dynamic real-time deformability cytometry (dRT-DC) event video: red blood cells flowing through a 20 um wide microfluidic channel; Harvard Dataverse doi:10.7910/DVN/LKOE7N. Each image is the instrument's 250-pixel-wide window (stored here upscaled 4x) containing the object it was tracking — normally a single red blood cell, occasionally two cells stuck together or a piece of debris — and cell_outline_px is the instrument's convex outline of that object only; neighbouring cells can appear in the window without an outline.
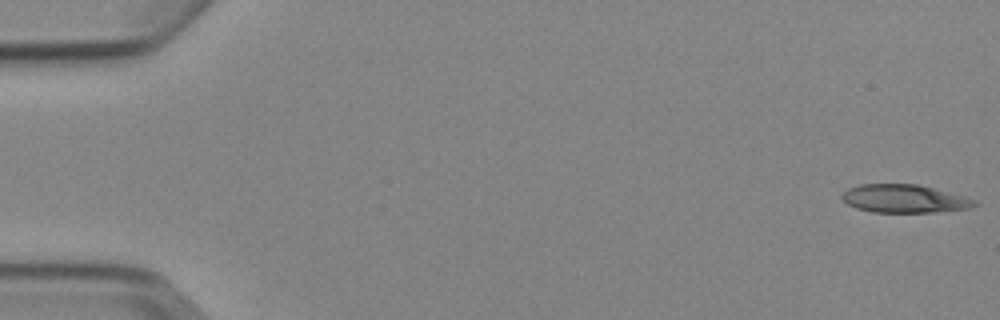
{"species": "Egyptian fruit bat (a non-hibernating species)", "species_latin": "Rousettus aegyptiacus", "temperature_condition": "cold", "stored_images_in_passage": 4, "camera_frame_rate_fps": 3000, "um_per_image_px": 0.085, "animal": {"sex": "female"}, "frame": {"image": 1, "passage_image": 1, "time_ms": 0.0, "image_size_px": [1000, 320], "cell_outline_px": [[976, 204], [972, 208], [936, 212], [872, 212], [856, 208], [848, 204], [840, 196], [848, 188], [860, 184], [920, 184], [964, 196], [976, 200]], "centroid_in_image_um": [76.87, 16.88], "position_along_channel_um": 8.1, "area_um2": 21.79}}
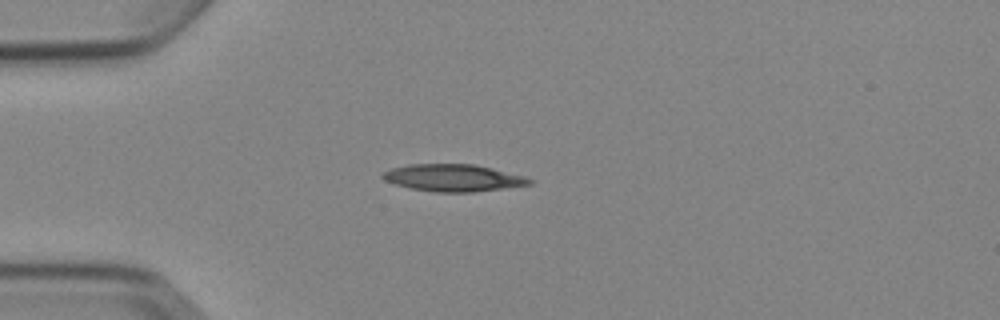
{"frame": {"image": 2, "passage_image": 4, "time_ms": 4.333, "image_size_px": [1000, 320], "cell_outline_px": [[536, 180], [532, 184], [472, 192], [436, 192], [412, 188], [396, 184], [384, 180], [380, 176], [384, 172], [392, 168], [408, 164], [472, 164], [492, 168], [524, 176]], "centroid_in_image_um": [38.54, 15.11], "position_along_channel_um": 46.5, "area_um2": 23.0}}